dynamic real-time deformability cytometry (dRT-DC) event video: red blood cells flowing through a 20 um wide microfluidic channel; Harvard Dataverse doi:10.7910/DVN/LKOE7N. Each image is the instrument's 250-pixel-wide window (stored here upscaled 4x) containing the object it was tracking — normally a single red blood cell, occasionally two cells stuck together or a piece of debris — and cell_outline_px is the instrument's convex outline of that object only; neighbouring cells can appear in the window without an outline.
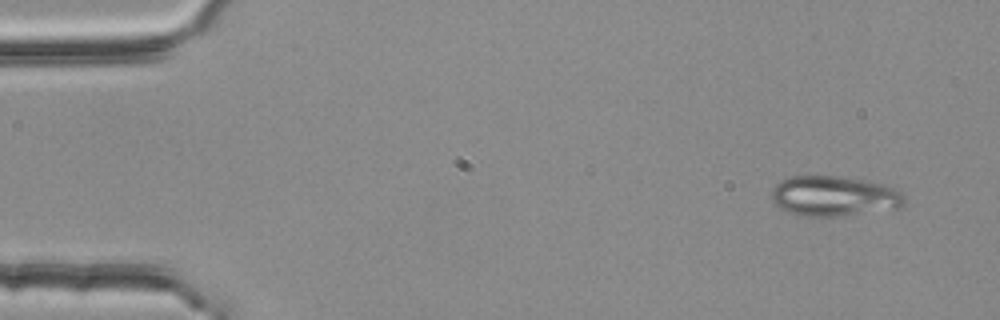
{"species": "common noctule bat (a hibernating species)", "species_latin": "Nyctalus noctula", "temperature_condition": "room temperature", "stored_images_in_passage": 3, "camera_frame_rate_fps": 3000, "um_per_image_px": 0.085, "animal": {"sex": "female", "body_mass_g": 25.1}, "frame": {"image": 1, "passage_image": 1, "time_ms": 0.0, "image_size_px": [1000, 320], "cell_outline_px": [[904, 204], [900, 208], [820, 220], [800, 216], [784, 212], [772, 200], [772, 188], [780, 180], [788, 176], [840, 176], [888, 184], [900, 192], [904, 196]], "centroid_in_image_um": [70.87, 16.71], "position_along_channel_um": 14.1, "area_um2": 32.37}}